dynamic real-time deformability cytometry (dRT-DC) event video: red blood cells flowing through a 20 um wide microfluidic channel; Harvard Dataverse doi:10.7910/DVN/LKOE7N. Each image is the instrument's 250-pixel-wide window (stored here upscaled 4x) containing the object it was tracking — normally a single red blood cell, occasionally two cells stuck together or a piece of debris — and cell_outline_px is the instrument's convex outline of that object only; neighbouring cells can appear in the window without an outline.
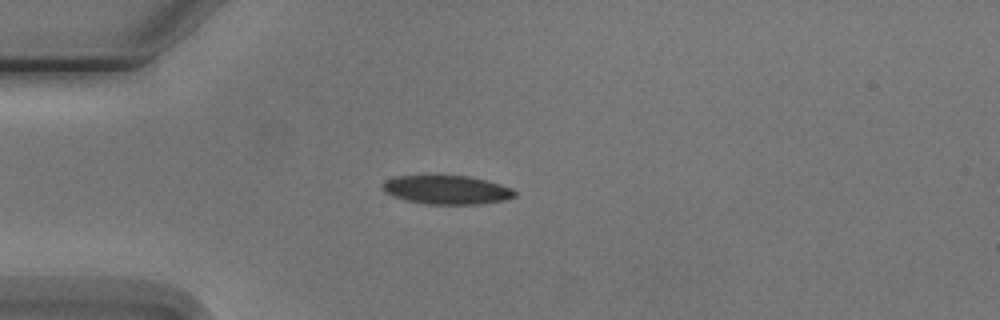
{"species": "Egyptian fruit bat (a non-hibernating species)", "species_latin": "Rousettus aegyptiacus", "temperature_condition": "cold", "stored_images_in_passage": 6, "camera_frame_rate_fps": 3000, "um_per_image_px": 0.085, "animal": {"sex": "male"}, "frame": {"image": 1, "passage_image": 4, "time_ms": 4.667, "image_size_px": [1000, 320], "cell_outline_px": [[516, 196], [504, 200], [480, 204], [428, 204], [408, 200], [392, 196], [384, 192], [380, 188], [380, 184], [384, 180], [396, 176], [428, 172], [436, 172], [468, 176], [488, 180], [512, 188], [516, 192]], "centroid_in_image_um": [37.89, 16.07], "position_along_channel_um": 47.1, "area_um2": 23.41}}
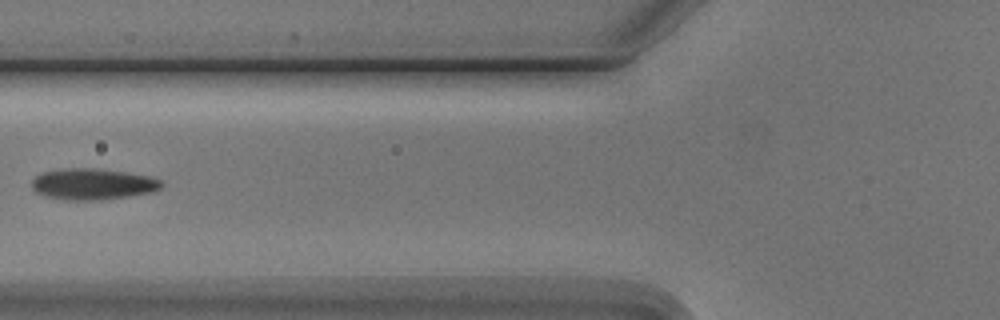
{"frame": {"image": 2, "passage_image": 6, "time_ms": 7.0, "image_size_px": [1000, 320], "cell_outline_px": [[164, 184], [156, 192], [100, 200], [68, 200], [44, 196], [36, 192], [32, 188], [32, 180], [36, 176], [44, 172], [68, 168], [96, 168], [124, 172], [148, 176], [160, 180]], "centroid_in_image_um": [7.9, 15.65], "position_along_channel_um": 117.9, "area_um2": 23.52}}